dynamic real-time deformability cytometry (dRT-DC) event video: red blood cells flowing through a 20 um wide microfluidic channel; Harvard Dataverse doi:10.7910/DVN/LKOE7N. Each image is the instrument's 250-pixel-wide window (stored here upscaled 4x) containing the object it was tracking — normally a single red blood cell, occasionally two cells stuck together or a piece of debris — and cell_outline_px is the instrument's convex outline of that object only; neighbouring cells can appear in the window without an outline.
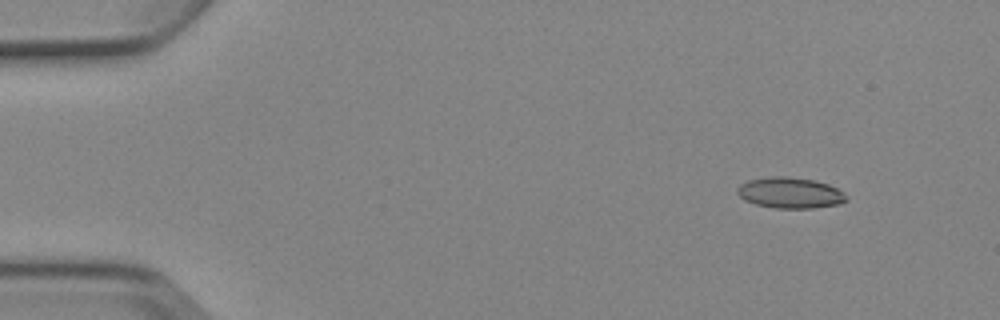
{"species": "Egyptian fruit bat (a non-hibernating species)", "species_latin": "Rousettus aegyptiacus", "temperature_condition": "cold", "stored_images_in_passage": 4, "camera_frame_rate_fps": 3000, "um_per_image_px": 0.085, "animal": {"sex": "female"}, "frame": {"image": 1, "passage_image": 2, "time_ms": 1.333, "image_size_px": [1000, 320], "cell_outline_px": [[848, 200], [840, 204], [812, 208], [776, 208], [756, 204], [744, 200], [736, 192], [736, 188], [740, 184], [748, 180], [772, 176], [788, 176], [816, 180], [828, 184], [844, 192], [848, 196]], "centroid_in_image_um": [67.17, 16.38], "position_along_channel_um": 17.8, "area_um2": 19.83}}
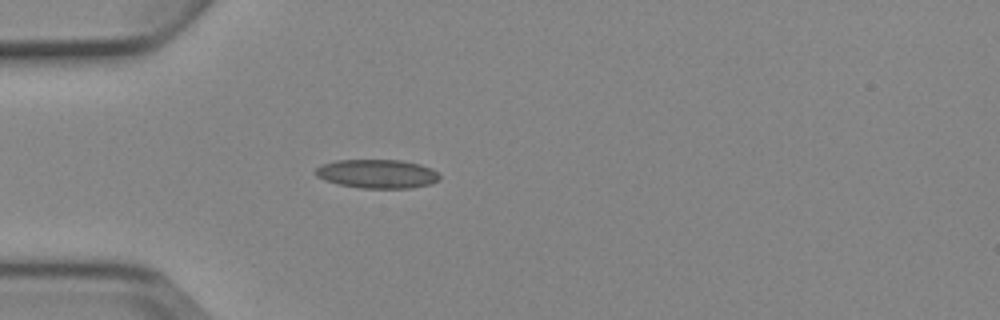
{"frame": {"image": 2, "passage_image": 4, "time_ms": 4.667, "image_size_px": [1000, 320], "cell_outline_px": [[440, 180], [432, 184], [412, 188], [360, 188], [340, 184], [324, 180], [316, 176], [316, 168], [320, 164], [336, 160], [400, 160], [420, 164], [432, 168], [440, 176]], "centroid_in_image_um": [32.08, 14.77], "position_along_channel_um": 52.9, "area_um2": 20.98}}